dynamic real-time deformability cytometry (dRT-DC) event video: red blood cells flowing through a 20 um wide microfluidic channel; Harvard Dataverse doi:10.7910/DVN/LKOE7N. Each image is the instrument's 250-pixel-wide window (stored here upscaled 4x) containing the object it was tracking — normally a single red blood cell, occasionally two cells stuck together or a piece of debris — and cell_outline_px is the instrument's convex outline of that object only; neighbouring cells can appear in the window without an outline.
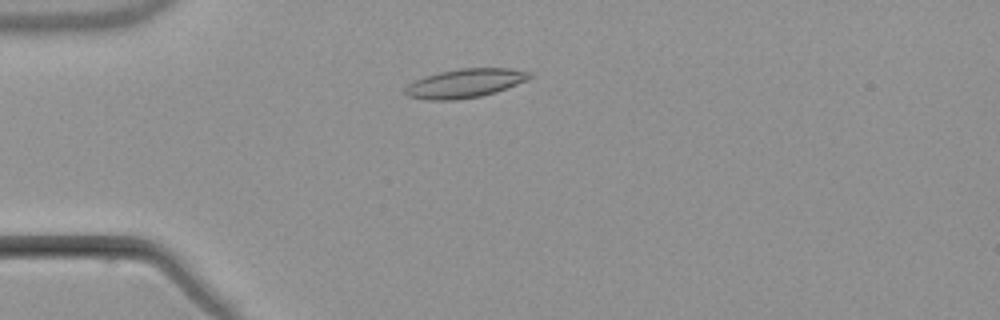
{"species": "common noctule bat (a hibernating species)", "species_latin": "Nyctalus noctula", "temperature_condition": "warm", "stored_images_in_passage": 4, "camera_frame_rate_fps": 3000, "um_per_image_px": 0.085, "animal": {"sex": "male", "body_mass_g": 21.5, "forearm_length_mm": 52.0}, "frame": {"image": 1, "passage_image": 3, "time_ms": 2.333, "image_size_px": [1000, 320], "cell_outline_px": [[536, 76], [528, 80], [496, 92], [480, 96], [456, 100], [428, 100], [408, 96], [404, 92], [404, 88], [408, 84], [424, 76], [440, 72], [460, 68], [512, 68], [532, 72]], "centroid_in_image_um": [39.58, 7.07], "position_along_channel_um": 45.4, "area_um2": 21.15}}